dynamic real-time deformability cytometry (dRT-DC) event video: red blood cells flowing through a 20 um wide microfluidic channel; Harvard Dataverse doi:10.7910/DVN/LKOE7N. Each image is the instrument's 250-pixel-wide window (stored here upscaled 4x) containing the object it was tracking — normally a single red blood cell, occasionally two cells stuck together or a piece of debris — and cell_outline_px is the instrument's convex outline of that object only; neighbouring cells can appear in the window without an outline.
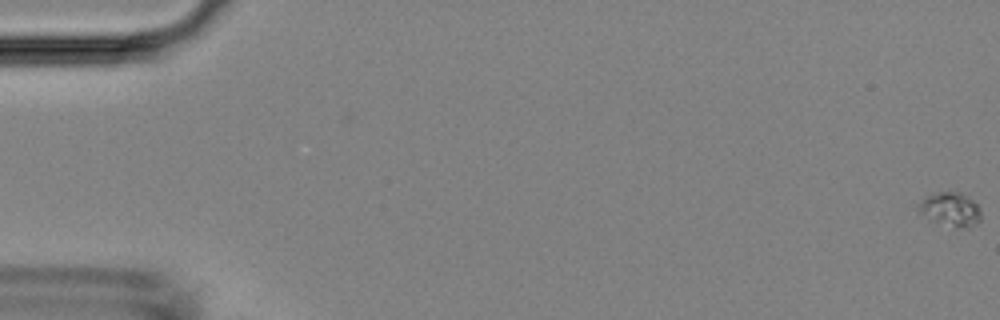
{"species": "Egyptian fruit bat (a non-hibernating species)", "species_latin": "Rousettus aegyptiacus", "temperature_condition": "room temperature", "stored_images_in_passage": 51, "camera_frame_rate_fps": 3000, "um_per_image_px": 0.085, "animal": {"sex": "female"}, "frame": {"image": 1, "passage_image": 1, "time_ms": 0.0, "image_size_px": [1000, 320], "cell_outline_px": [[980, 220], [976, 224], [968, 228], [956, 228], [932, 220], [920, 212], [916, 204], [924, 196], [940, 192], [960, 192], [968, 196], [980, 208]], "centroid_in_image_um": [80.79, 17.79], "position_along_channel_um": 4.2, "area_um2": 12.37}}
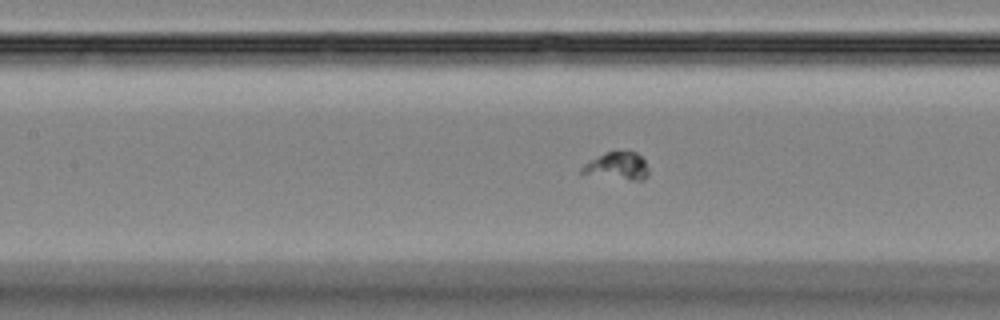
{"frame": {"image": 2, "passage_image": 24, "time_ms": 7.667, "image_size_px": [1000, 320], "cell_outline_px": [[648, 176], [644, 180], [628, 180], [580, 172], [580, 168], [588, 160], [604, 152], [636, 152], [644, 160], [648, 168]], "centroid_in_image_um": [52.48, 14.11], "position_along_channel_um": 154.9, "area_um2": 10.58}}
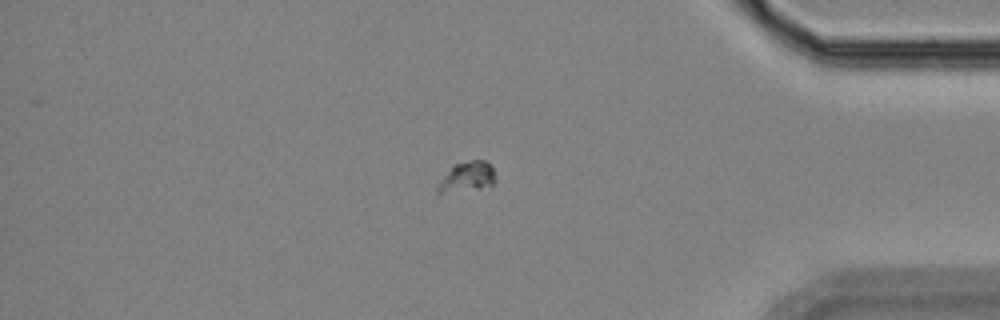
{"frame": {"image": 3, "passage_image": 44, "time_ms": 14.333, "image_size_px": [1000, 320], "cell_outline_px": [[496, 180], [492, 188], [440, 196], [436, 196], [436, 188], [440, 180], [452, 164], [468, 160], [484, 160], [492, 164]], "centroid_in_image_um": [39.67, 15.12], "position_along_channel_um": 395.5, "area_um2": 11.33}}